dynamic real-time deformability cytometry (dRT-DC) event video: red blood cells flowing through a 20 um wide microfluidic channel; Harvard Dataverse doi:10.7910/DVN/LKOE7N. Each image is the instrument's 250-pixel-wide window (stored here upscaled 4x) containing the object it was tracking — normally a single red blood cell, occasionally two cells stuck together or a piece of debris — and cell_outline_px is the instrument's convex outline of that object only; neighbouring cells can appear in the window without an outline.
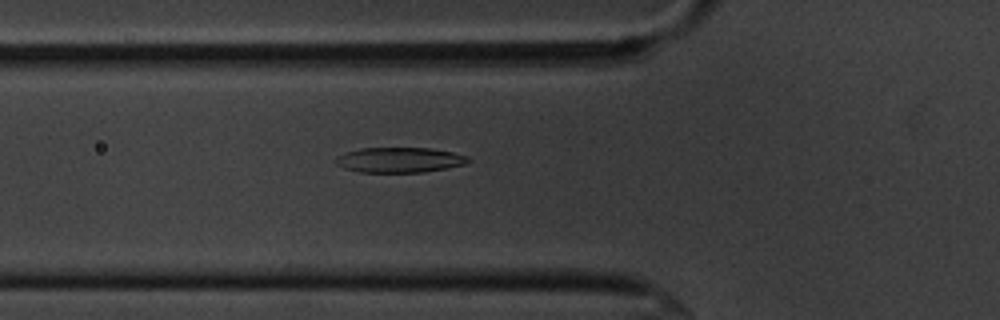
{"species": "common noctule bat (a hibernating species)", "species_latin": "Nyctalus noctula", "temperature_condition": "cold", "stored_images_in_passage": 55, "camera_frame_rate_fps": 3000, "um_per_image_px": 0.085, "animal": {"sex": "male", "body_mass_g": 20.1, "forearm_length_mm": 53.5}, "frame": {"image": 1, "passage_image": 19, "time_ms": 6.0, "image_size_px": [1000, 320], "cell_outline_px": [[472, 160], [464, 164], [448, 168], [424, 172], [360, 172], [344, 168], [336, 164], [332, 160], [336, 156], [360, 148], [428, 148], [452, 152], [468, 156]], "centroid_in_image_um": [33.95, 13.6], "position_along_channel_um": 91.9, "area_um2": 19.48}}
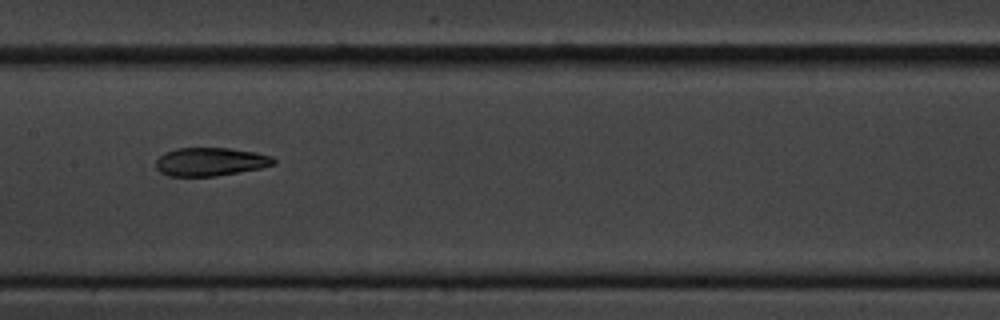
{"frame": {"image": 2, "passage_image": 27, "time_ms": 8.667, "image_size_px": [1000, 320], "cell_outline_px": [[276, 164], [260, 168], [216, 176], [168, 176], [160, 172], [156, 168], [156, 160], [164, 152], [176, 148], [232, 148], [256, 152], [272, 156], [276, 160]], "centroid_in_image_um": [17.89, 13.74], "position_along_channel_um": 189.5, "area_um2": 19.59}}
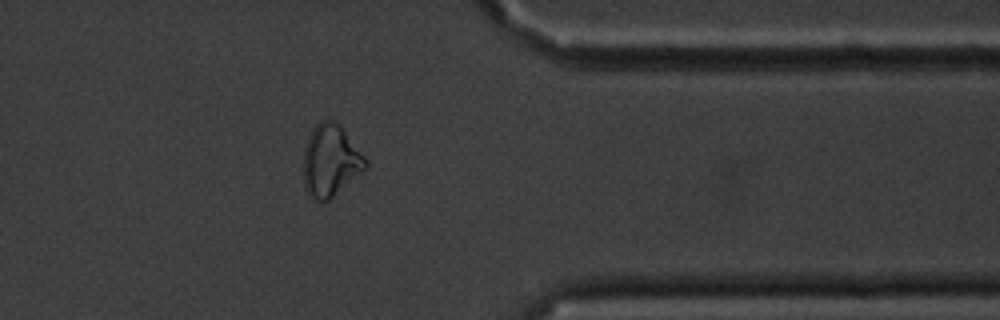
{"frame": {"image": 3, "passage_image": 44, "time_ms": 14.333, "image_size_px": [1000, 320], "cell_outline_px": [[368, 168], [328, 200], [312, 200], [308, 196], [304, 188], [304, 148], [312, 128], [320, 120], [332, 120], [344, 132], [368, 160]], "centroid_in_image_um": [28.08, 13.69], "position_along_channel_um": 383.3, "area_um2": 25.78}, "authors_computed_cell_mechanics": {"area_um2": 20.6346, "velocity_mm_per_s": 3.6218, "shape_relaxation_time_tau1_ms": 4.9419, "shape_relaxation_time_tau2_ms": 2.1197, "deformation_change_tau1": 0.1715, "deformation_change_tau2": 0.0995}}